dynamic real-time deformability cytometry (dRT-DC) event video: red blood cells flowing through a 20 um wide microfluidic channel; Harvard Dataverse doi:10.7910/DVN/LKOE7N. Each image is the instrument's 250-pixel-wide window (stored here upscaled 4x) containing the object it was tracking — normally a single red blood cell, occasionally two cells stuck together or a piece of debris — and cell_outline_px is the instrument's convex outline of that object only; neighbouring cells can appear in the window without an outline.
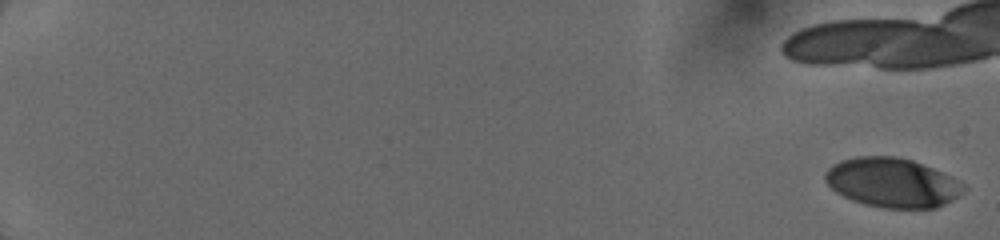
{"species": "human", "species_latin": "Homo sapiens", "temperature_condition": "cold", "stored_images_in_passage": 48, "camera_frame_rate_fps": 3000, "um_per_image_px": 0.085, "donor": {"sex": "female"}, "frame": {"image": 1, "passage_image": 1, "time_ms": 0.0, "image_size_px": [1000, 240], "cell_outline_px": [[968, 188], [964, 192], [952, 200], [936, 208], [884, 208], [864, 204], [852, 200], [836, 192], [824, 180], [824, 172], [832, 164], [840, 160], [856, 156], [896, 156], [912, 160], [932, 168], [964, 184]], "centroid_in_image_um": [75.81, 15.52], "position_along_channel_um": 9.2, "area_um2": 39.82}}